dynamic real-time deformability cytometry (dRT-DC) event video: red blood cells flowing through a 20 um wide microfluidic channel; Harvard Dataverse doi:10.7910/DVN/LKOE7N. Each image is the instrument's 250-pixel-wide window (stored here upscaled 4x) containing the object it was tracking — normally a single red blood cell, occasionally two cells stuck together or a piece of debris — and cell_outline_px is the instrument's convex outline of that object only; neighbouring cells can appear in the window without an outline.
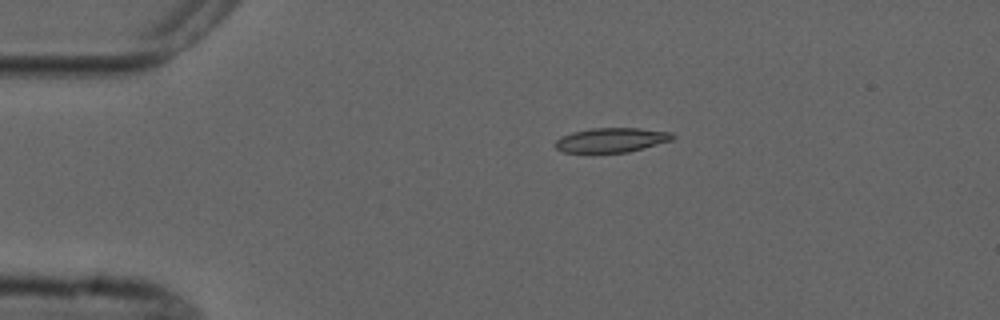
{"species": "common noctule bat (a hibernating species)", "species_latin": "Nyctalus noctula", "temperature_condition": "cold", "stored_images_in_passage": 5, "camera_frame_rate_fps": 3000, "um_per_image_px": 0.085, "animal": {"sex": "male", "forearm_length_mm": 52.5}, "frame": {"image": 1, "passage_image": 3, "time_ms": 3.0, "image_size_px": [1000, 320], "cell_outline_px": [[676, 136], [672, 140], [644, 148], [628, 152], [564, 152], [556, 148], [552, 144], [560, 136], [572, 132], [592, 128], [640, 128], [672, 132]], "centroid_in_image_um": [51.97, 11.89], "position_along_channel_um": 33.0, "area_um2": 16.82}}
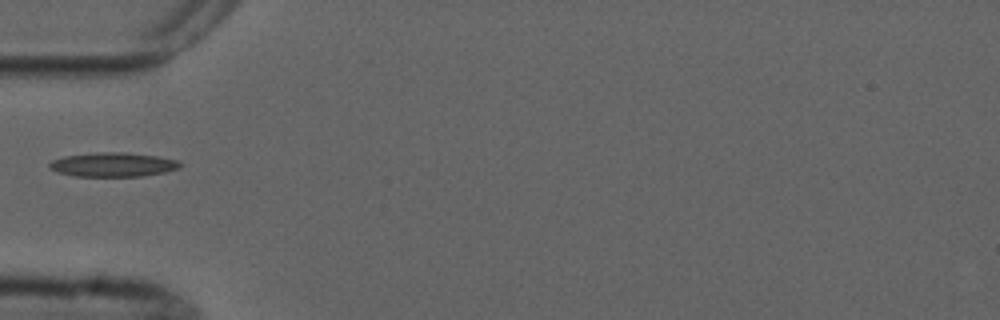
{"frame": {"image": 2, "passage_image": 5, "time_ms": 5.333, "image_size_px": [1000, 320], "cell_outline_px": [[184, 164], [180, 168], [164, 172], [140, 176], [76, 176], [56, 172], [48, 168], [48, 164], [52, 160], [64, 156], [96, 152], [128, 152], [156, 156], [180, 160]], "centroid_in_image_um": [9.62, 13.98], "position_along_channel_um": 75.4, "area_um2": 18.61}}